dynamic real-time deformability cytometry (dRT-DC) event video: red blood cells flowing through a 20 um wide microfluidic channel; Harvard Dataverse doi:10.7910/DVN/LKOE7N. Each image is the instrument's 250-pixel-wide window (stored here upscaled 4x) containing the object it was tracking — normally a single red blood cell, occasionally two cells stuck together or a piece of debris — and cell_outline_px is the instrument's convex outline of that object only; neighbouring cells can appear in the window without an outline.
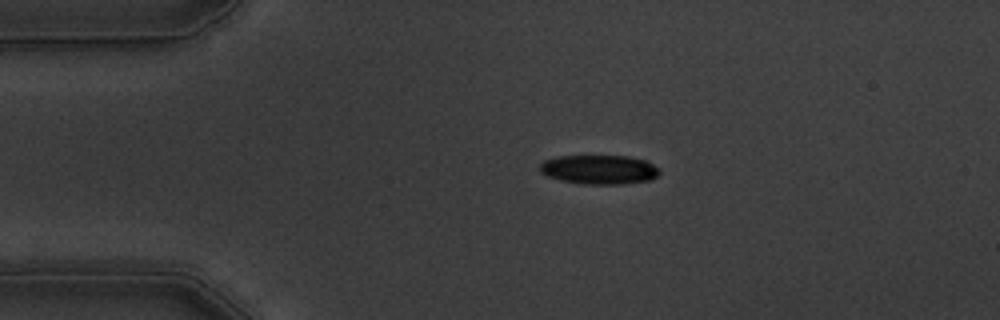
{"species": "common noctule bat (a hibernating species)", "species_latin": "Nyctalus noctula", "temperature_condition": "warm", "stored_images_in_passage": 46, "camera_frame_rate_fps": 3000, "um_per_image_px": 0.085, "animal": {"sex": "male", "body_mass_g": 19.5, "forearm_length_mm": 54.6}, "frame": {"image": 1, "passage_image": 1, "time_ms": 0.0, "image_size_px": [1000, 320], "cell_outline_px": [[660, 172], [656, 176], [648, 180], [620, 184], [584, 184], [560, 180], [548, 176], [540, 172], [540, 164], [544, 160], [556, 156], [628, 156], [644, 160], [652, 164]], "centroid_in_image_um": [50.88, 14.41], "position_along_channel_um": 34.1, "area_um2": 20.17}}
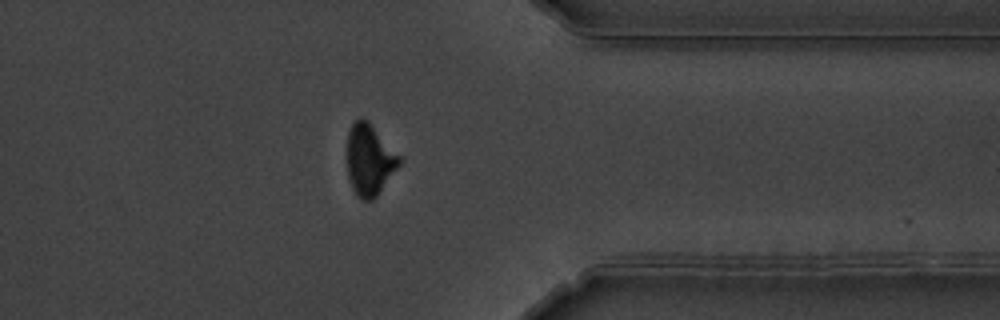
{"frame": {"image": 2, "passage_image": 34, "time_ms": 11.0, "image_size_px": [1000, 320], "cell_outline_px": [[400, 164], [376, 196], [372, 200], [360, 200], [356, 196], [352, 188], [348, 176], [348, 132], [352, 124], [360, 116], [368, 120], [400, 156]], "centroid_in_image_um": [31.39, 13.58], "position_along_channel_um": 380.0, "area_um2": 21.44}}
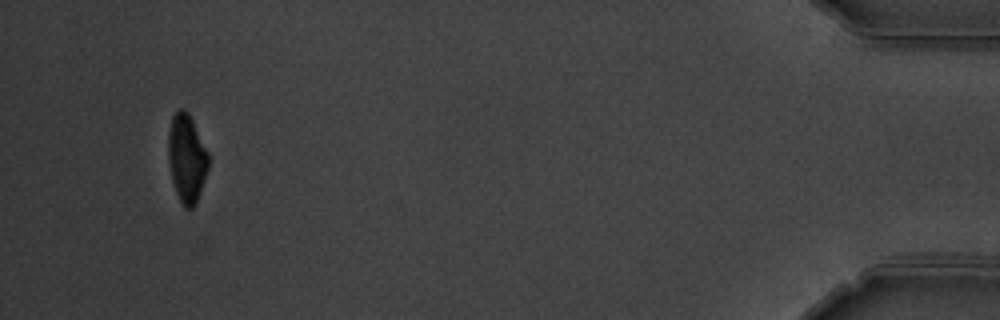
{"frame": {"image": 3, "passage_image": 43, "time_ms": 14.0, "image_size_px": [1000, 320], "cell_outline_px": [[208, 168], [196, 204], [192, 208], [184, 208], [176, 192], [172, 180], [168, 160], [168, 132], [172, 116], [180, 108], [184, 108], [188, 112], [208, 152]], "centroid_in_image_um": [15.86, 13.45], "position_along_channel_um": 419.3, "area_um2": 20.52}, "authors_computed_cell_mechanics": {"area_um2": 21.675, "velocity_mm_per_s": 3.5727, "shape_relaxation_time_tau1_ms": 3.7404, "shape_relaxation_time_tau2_ms": 2.0986, "deformation_change_tau1": 0.1443, "deformation_change_tau2": 0.0636}}